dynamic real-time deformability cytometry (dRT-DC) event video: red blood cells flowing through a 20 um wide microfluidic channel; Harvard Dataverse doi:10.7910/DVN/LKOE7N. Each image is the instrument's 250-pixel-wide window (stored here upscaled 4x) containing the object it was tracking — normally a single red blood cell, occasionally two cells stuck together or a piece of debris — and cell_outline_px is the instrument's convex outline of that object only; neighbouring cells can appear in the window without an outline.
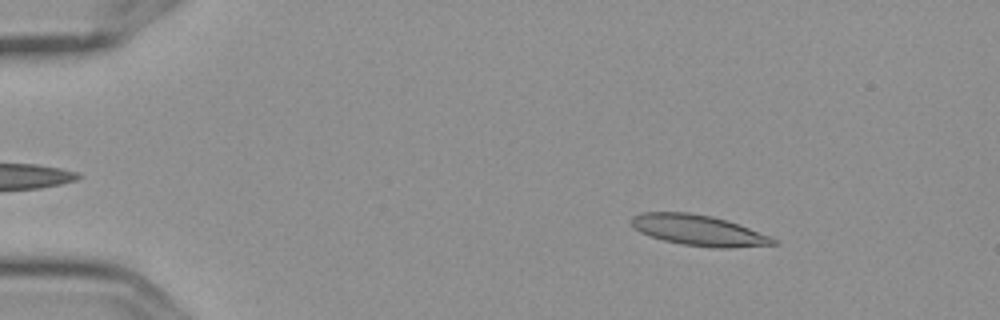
{"species": "Egyptian fruit bat (a non-hibernating species)", "species_latin": "Rousettus aegyptiacus", "temperature_condition": "cold", "stored_images_in_passage": 4, "camera_frame_rate_fps": 3000, "um_per_image_px": 0.085, "frame": {"image": 1, "passage_image": 2, "time_ms": 0.333, "image_size_px": [1000, 320], "cell_outline_px": [[780, 244], [732, 248], [712, 248], [684, 244], [664, 240], [640, 232], [632, 224], [632, 216], [640, 212], [688, 212], [712, 216], [772, 236]], "centroid_in_image_um": [59.41, 19.58], "position_along_channel_um": 25.6, "area_um2": 25.14}}